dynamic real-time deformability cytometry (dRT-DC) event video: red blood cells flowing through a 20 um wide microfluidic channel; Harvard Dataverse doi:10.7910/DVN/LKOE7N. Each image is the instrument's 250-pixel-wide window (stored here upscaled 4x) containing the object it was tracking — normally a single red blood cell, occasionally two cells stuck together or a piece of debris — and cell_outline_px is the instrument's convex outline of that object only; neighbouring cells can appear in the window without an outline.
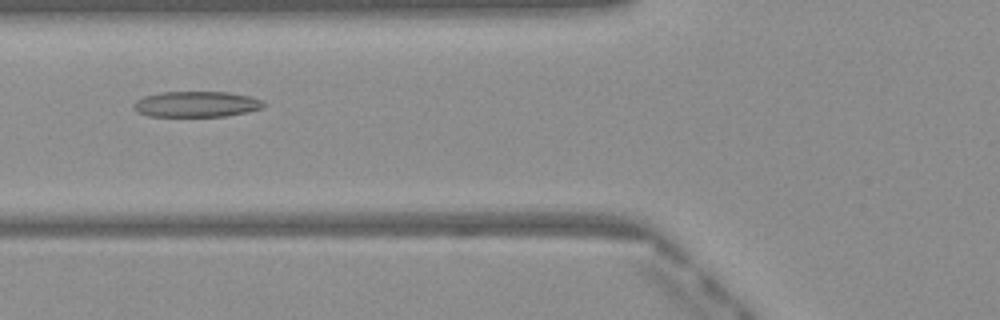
{"species": "Egyptian fruit bat (a non-hibernating species)", "species_latin": "Rousettus aegyptiacus", "temperature_condition": "warm", "stored_images_in_passage": 48, "camera_frame_rate_fps": 3000, "um_per_image_px": 0.085, "frame": {"image": 1, "passage_image": 18, "time_ms": 5.667, "image_size_px": [1000, 320], "cell_outline_px": [[264, 108], [248, 112], [224, 116], [148, 116], [136, 112], [132, 108], [132, 104], [136, 100], [144, 96], [160, 92], [224, 92], [252, 96], [264, 100]], "centroid_in_image_um": [16.68, 8.85], "position_along_channel_um": 109.1, "area_um2": 19.71}}
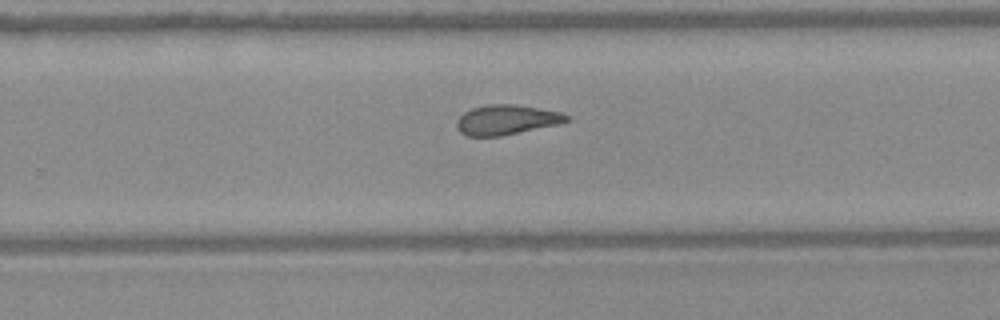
{"frame": {"image": 2, "passage_image": 31, "time_ms": 10.0, "image_size_px": [1000, 320], "cell_outline_px": [[568, 120], [556, 124], [500, 136], [468, 136], [460, 132], [456, 128], [456, 120], [464, 112], [472, 108], [488, 104], [512, 104], [560, 112], [568, 116]], "centroid_in_image_um": [42.97, 10.18], "position_along_channel_um": 286.8, "area_um2": 18.73}}
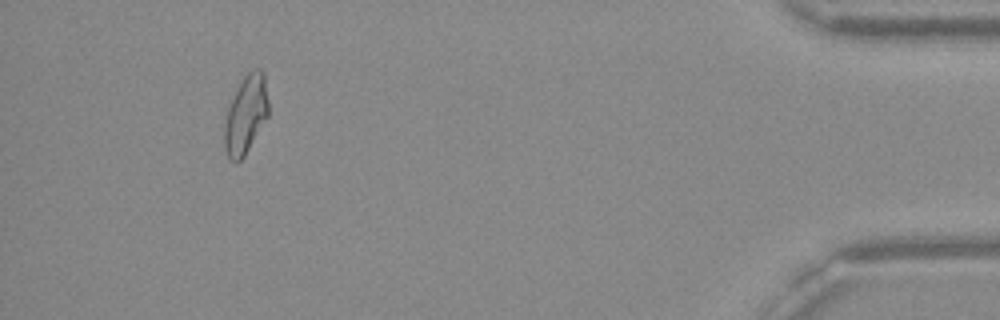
{"frame": {"image": 3, "passage_image": 45, "time_ms": 14.667, "image_size_px": [1000, 320], "cell_outline_px": [[268, 116], [244, 156], [236, 164], [228, 156], [224, 148], [224, 116], [232, 96], [240, 80], [252, 68], [260, 68], [264, 72], [268, 100]], "centroid_in_image_um": [20.87, 9.7], "position_along_channel_um": 414.3, "area_um2": 20.4}, "authors_computed_cell_mechanics": {"area_um2": 20.1722, "velocity_mm_per_s": 4.0996, "shape_relaxation_time_tau1_ms": null, "shape_relaxation_time_tau2_ms": 2.1944, "deformation_change_tau1": null, "deformation_change_tau2": 0.1038}}